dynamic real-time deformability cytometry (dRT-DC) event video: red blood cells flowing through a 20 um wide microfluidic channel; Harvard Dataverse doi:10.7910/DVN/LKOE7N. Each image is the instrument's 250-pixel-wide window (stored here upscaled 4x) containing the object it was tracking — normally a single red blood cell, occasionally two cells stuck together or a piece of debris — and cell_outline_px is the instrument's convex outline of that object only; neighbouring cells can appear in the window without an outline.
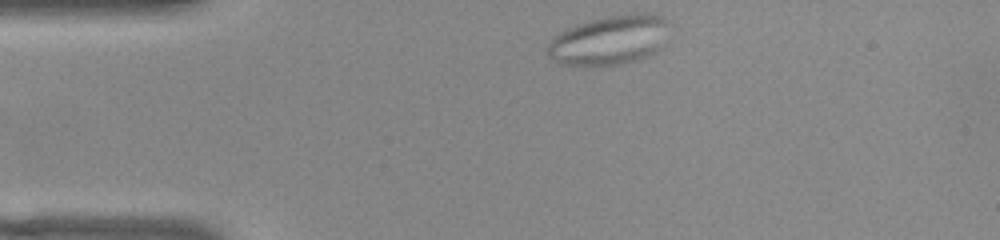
{"species": "common noctule bat (a hibernating species)", "species_latin": "Nyctalus noctula", "temperature_condition": "warm", "stored_images_in_passage": 45, "camera_frame_rate_fps": 3000, "um_per_image_px": 0.085, "animal": {"sex": "female", "body_mass_g": 22.0, "forearm_length_mm": 56.7}, "frame": {"image": 1, "passage_image": 1, "time_ms": 0.0, "image_size_px": [1000, 240], "cell_outline_px": [[668, 24], [660, 48], [656, 52], [648, 56], [616, 64], [560, 64], [548, 52], [548, 44], [560, 32], [576, 24], [608, 16], [636, 12], [648, 12], [664, 16], [668, 20]], "centroid_in_image_um": [51.86, 3.36], "position_along_channel_um": 33.1, "area_um2": 34.28}}
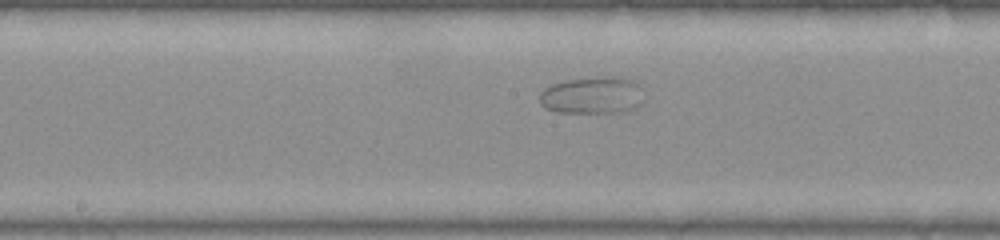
{"frame": {"image": 2, "passage_image": 18, "time_ms": 5.667, "image_size_px": [1000, 240], "cell_outline_px": [[644, 100], [636, 108], [628, 112], [556, 112], [544, 108], [540, 104], [540, 92], [544, 88], [552, 84], [568, 80], [616, 76], [632, 80], [640, 84], [644, 88]], "centroid_in_image_um": [50.41, 8.11], "position_along_channel_um": 197.8, "area_um2": 22.89}}
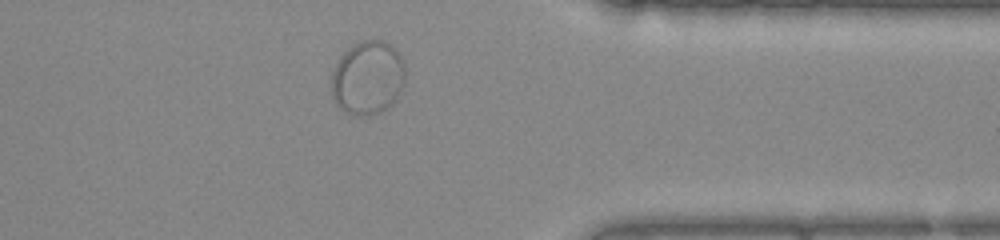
{"frame": {"image": 3, "passage_image": 34, "time_ms": 11.0, "image_size_px": [1000, 240], "cell_outline_px": [[404, 80], [400, 92], [396, 100], [384, 108], [368, 116], [356, 116], [340, 108], [336, 104], [332, 92], [332, 72], [340, 56], [352, 44], [360, 40], [384, 40], [396, 48], [404, 64]], "centroid_in_image_um": [31.25, 6.58], "position_along_channel_um": 380.1, "area_um2": 31.67}}